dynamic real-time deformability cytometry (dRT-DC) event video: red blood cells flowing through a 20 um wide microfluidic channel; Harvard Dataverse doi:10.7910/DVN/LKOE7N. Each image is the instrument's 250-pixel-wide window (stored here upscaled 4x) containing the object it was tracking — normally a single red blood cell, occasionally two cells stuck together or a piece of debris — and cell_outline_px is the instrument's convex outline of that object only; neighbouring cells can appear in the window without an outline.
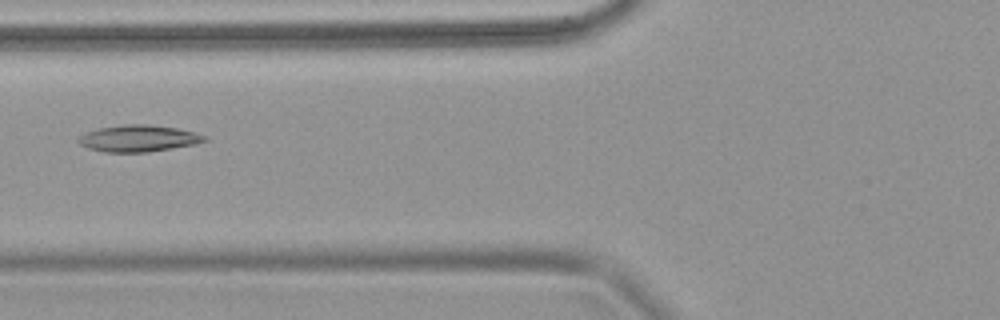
{"species": "common noctule bat (a hibernating species)", "species_latin": "Nyctalus noctula", "temperature_condition": "warm", "stored_images_in_passage": 10, "camera_frame_rate_fps": 3000, "um_per_image_px": 0.085, "animal": {"sex": "female", "body_mass_g": 18.4}, "frame": {"image": 1, "passage_image": 9, "time_ms": 2.667, "image_size_px": [1000, 320], "cell_outline_px": [[208, 140], [196, 144], [148, 152], [104, 152], [88, 148], [80, 144], [76, 140], [80, 136], [96, 128], [124, 124], [144, 124], [176, 128], [196, 132], [208, 136]], "centroid_in_image_um": [11.79, 11.76], "position_along_channel_um": 114.0, "area_um2": 19.65}}
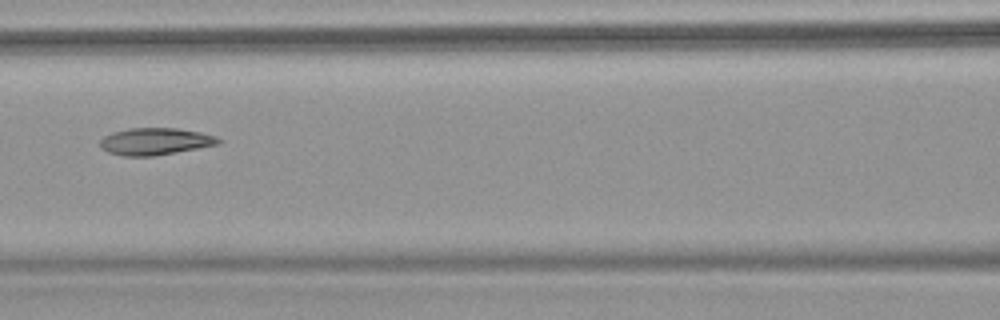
{"frame": {"image": 2, "passage_image": 10, "time_ms": 3.0, "image_size_px": [1000, 320], "cell_outline_px": [[224, 140], [220, 144], [152, 156], [120, 156], [108, 152], [100, 148], [100, 140], [104, 136], [112, 132], [128, 128], [176, 128], [200, 132], [216, 136]], "centroid_in_image_um": [13.18, 12.02], "position_along_channel_um": 153.4, "area_um2": 18.73}}